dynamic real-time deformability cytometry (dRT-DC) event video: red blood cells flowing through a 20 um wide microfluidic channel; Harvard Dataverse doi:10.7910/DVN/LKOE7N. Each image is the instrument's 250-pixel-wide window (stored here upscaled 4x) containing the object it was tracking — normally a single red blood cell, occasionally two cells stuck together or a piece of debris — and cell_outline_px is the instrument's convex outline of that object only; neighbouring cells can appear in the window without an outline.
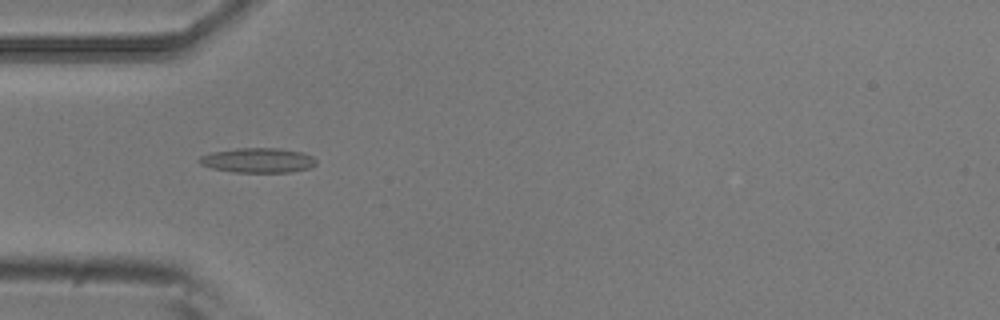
{"species": "common noctule bat (a hibernating species)", "species_latin": "Nyctalus noctula", "temperature_condition": "room temperature", "stored_images_in_passage": 10, "camera_frame_rate_fps": 3000, "um_per_image_px": 0.085, "animal": {"sex": "male", "body_mass_g": 20.5, "forearm_length_mm": 52.5}, "frame": {"image": 1, "passage_image": 5, "time_ms": 1.333, "image_size_px": [1000, 320], "cell_outline_px": [[316, 164], [308, 168], [292, 172], [232, 172], [212, 168], [200, 164], [196, 160], [200, 156], [212, 152], [236, 148], [280, 148], [300, 152], [312, 156], [316, 160]], "centroid_in_image_um": [21.89, 13.62], "position_along_channel_um": 63.1, "area_um2": 16.88}}
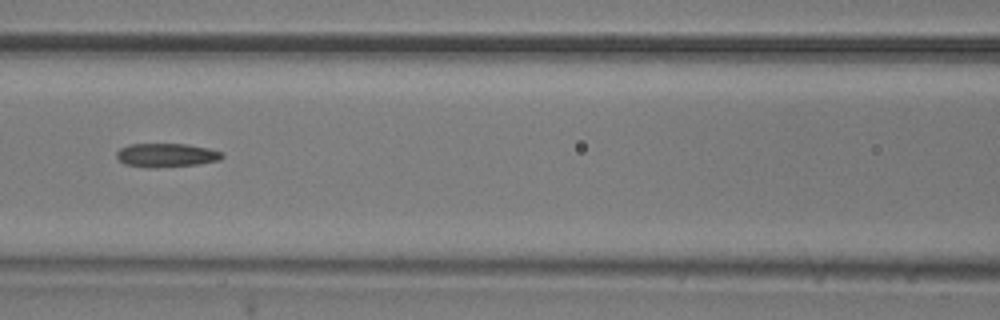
{"frame": {"image": 2, "passage_image": 7, "time_ms": 2.0, "image_size_px": [1000, 320], "cell_outline_px": [[224, 156], [220, 160], [196, 164], [156, 168], [148, 168], [124, 164], [116, 156], [116, 152], [120, 148], [128, 144], [188, 144], [208, 148], [224, 152]], "centroid_in_image_um": [14.14, 13.19], "position_along_channel_um": 152.5, "area_um2": 14.74}}
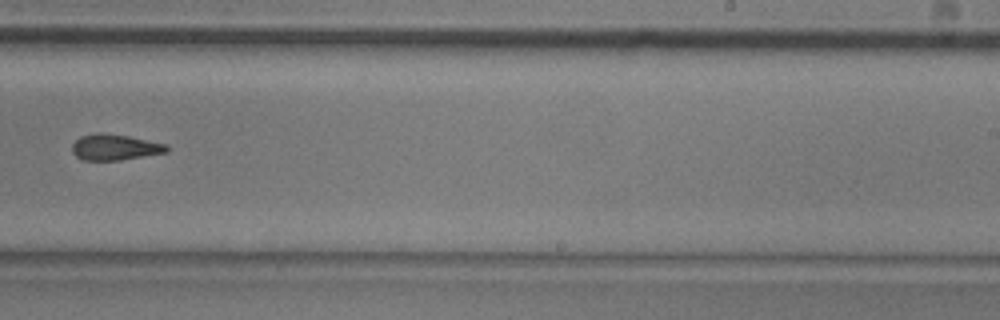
{"frame": {"image": 3, "passage_image": 10, "time_ms": 3.0, "image_size_px": [1000, 320], "cell_outline_px": [[168, 152], [120, 160], [80, 160], [72, 152], [72, 144], [80, 136], [96, 132], [100, 132], [128, 136], [168, 144]], "centroid_in_image_um": [9.74, 12.51], "position_along_channel_um": 279.3, "area_um2": 14.39}}